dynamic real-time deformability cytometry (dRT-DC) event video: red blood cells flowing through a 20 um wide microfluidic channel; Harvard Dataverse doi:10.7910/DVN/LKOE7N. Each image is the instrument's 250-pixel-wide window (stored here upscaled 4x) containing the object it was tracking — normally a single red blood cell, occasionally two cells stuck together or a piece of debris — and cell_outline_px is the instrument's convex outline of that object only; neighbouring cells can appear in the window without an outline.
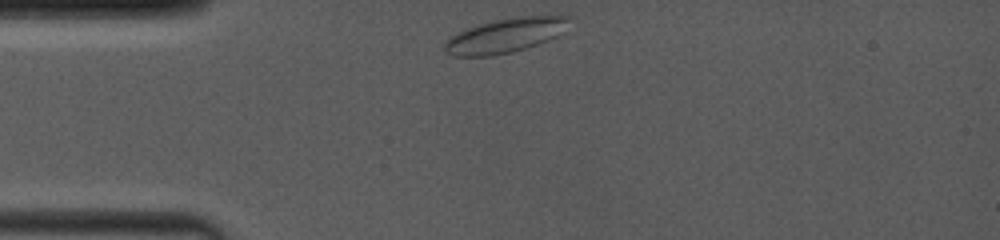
{"species": "common noctule bat (a hibernating species)", "species_latin": "Nyctalus noctula", "temperature_condition": "room temperature", "stored_images_in_passage": 4, "camera_frame_rate_fps": 4000, "um_per_image_px": 0.085, "animal": {"sex": "female", "body_mass_g": 19.0, "forearm_length_mm": 53.3}, "frame": {"image": 1, "passage_image": 1, "time_ms": 0.0, "image_size_px": [1000, 240], "cell_outline_px": [[568, 16], [556, 36], [548, 40], [512, 52], [492, 56], [452, 56], [444, 48], [444, 44], [456, 32], [464, 28], [496, 20], [520, 16]], "centroid_in_image_um": [42.82, 3.03], "position_along_channel_um": 42.2, "area_um2": 24.16}}
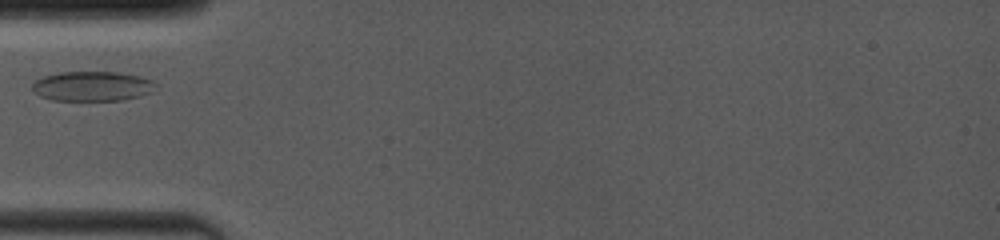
{"frame": {"image": 2, "passage_image": 3, "time_ms": 1.5, "image_size_px": [1000, 240], "cell_outline_px": [[156, 84], [152, 92], [140, 96], [124, 100], [52, 100], [40, 96], [32, 88], [32, 84], [36, 80], [44, 76], [60, 72], [116, 72], [140, 76], [152, 80]], "centroid_in_image_um": [7.86, 7.33], "position_along_channel_um": 77.1, "area_um2": 21.33}}